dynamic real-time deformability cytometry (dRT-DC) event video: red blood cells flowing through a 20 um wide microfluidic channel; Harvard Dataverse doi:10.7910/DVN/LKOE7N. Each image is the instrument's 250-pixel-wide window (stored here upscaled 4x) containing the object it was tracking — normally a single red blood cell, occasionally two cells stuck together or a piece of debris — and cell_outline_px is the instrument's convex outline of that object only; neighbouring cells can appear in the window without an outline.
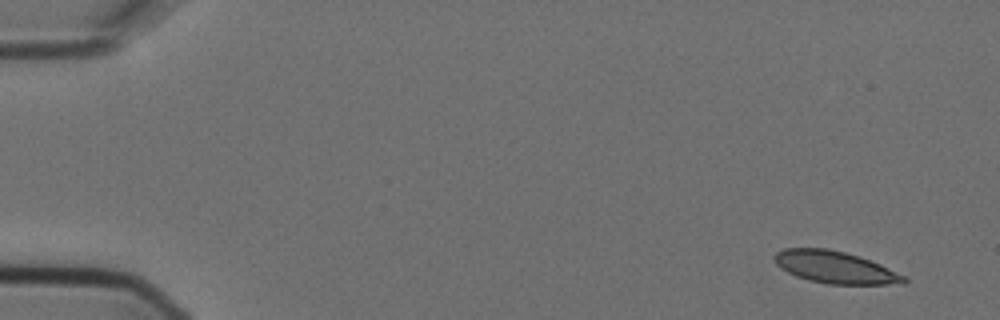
{"species": "Egyptian fruit bat (a non-hibernating species)", "species_latin": "Rousettus aegyptiacus", "temperature_condition": "cold", "stored_images_in_passage": 6, "camera_frame_rate_fps": 3000, "um_per_image_px": 0.085, "animal": {"sex": "female"}, "frame": {"image": 1, "passage_image": 1, "time_ms": 0.0, "image_size_px": [1000, 320], "cell_outline_px": [[908, 280], [904, 284], [828, 284], [808, 280], [796, 276], [780, 268], [776, 264], [772, 256], [776, 252], [784, 248], [828, 248], [860, 256], [880, 264], [904, 276]], "centroid_in_image_um": [70.95, 22.71], "position_along_channel_um": 14.1, "area_um2": 24.28}}
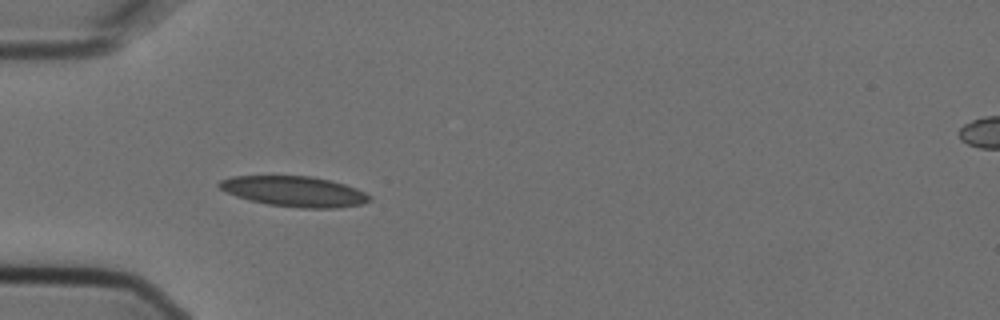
{"frame": {"image": 2, "passage_image": 5, "time_ms": 1.333, "image_size_px": [1000, 320], "cell_outline_px": [[372, 200], [364, 204], [336, 208], [300, 208], [268, 204], [248, 200], [224, 192], [216, 184], [220, 180], [232, 176], [312, 176], [332, 180], [356, 188], [372, 196]], "centroid_in_image_um": [25.03, 16.27], "position_along_channel_um": 60.0, "area_um2": 26.88}}
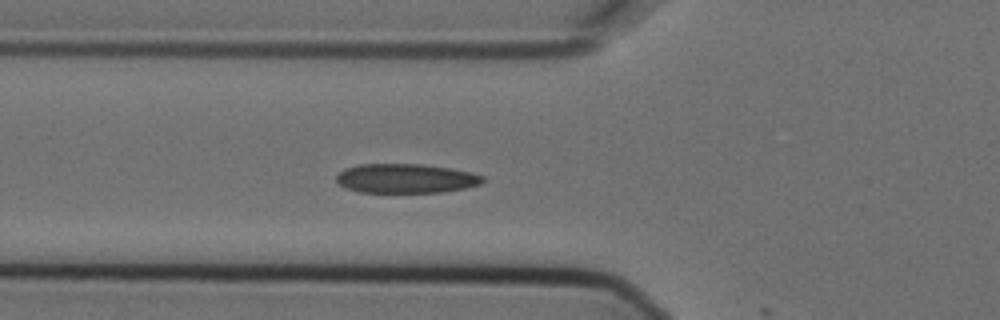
{"frame": {"image": 3, "passage_image": 6, "time_ms": 1.667, "image_size_px": [1000, 320], "cell_outline_px": [[484, 180], [480, 184], [464, 188], [444, 192], [360, 192], [344, 188], [336, 180], [336, 176], [344, 168], [360, 164], [420, 164], [448, 168], [468, 172], [484, 176]], "centroid_in_image_um": [34.45, 15.17], "position_along_channel_um": 91.3, "area_um2": 24.85}}